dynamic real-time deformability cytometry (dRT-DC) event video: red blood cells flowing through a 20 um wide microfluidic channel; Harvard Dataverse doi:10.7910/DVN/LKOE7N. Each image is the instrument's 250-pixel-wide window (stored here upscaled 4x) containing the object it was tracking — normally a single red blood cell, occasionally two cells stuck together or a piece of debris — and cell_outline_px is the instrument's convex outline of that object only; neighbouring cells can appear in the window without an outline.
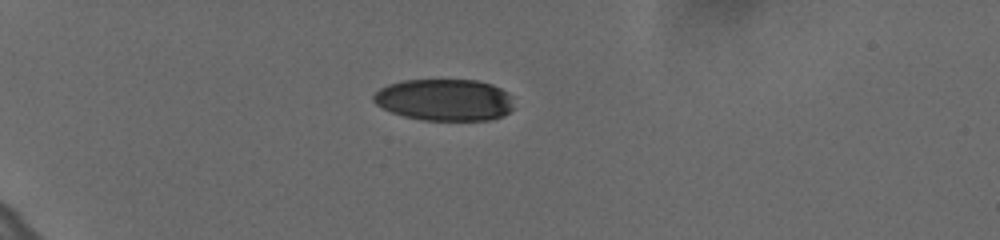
{"species": "human", "species_latin": "Homo sapiens", "temperature_condition": "cold", "stored_images_in_passage": 42, "camera_frame_rate_fps": 3000, "um_per_image_px": 0.085, "donor": {"sex": "female"}, "frame": {"image": 1, "passage_image": 1, "time_ms": 0.0, "image_size_px": [1000, 240], "cell_outline_px": [[512, 108], [504, 116], [492, 120], [424, 120], [404, 116], [392, 112], [376, 104], [372, 100], [372, 96], [380, 88], [388, 84], [404, 80], [476, 80], [492, 84], [508, 92]], "centroid_in_image_um": [37.77, 8.49], "position_along_channel_um": 47.2, "area_um2": 34.1}}
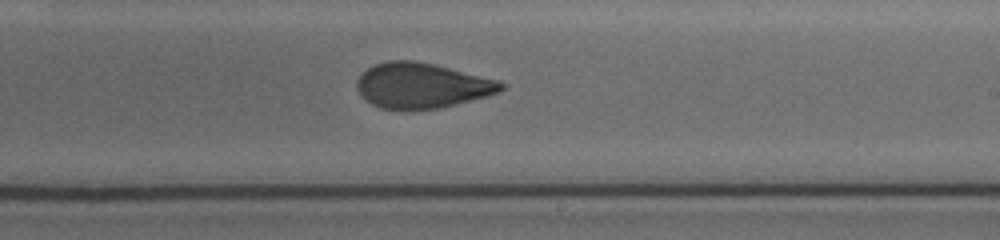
{"frame": {"image": 2, "passage_image": 22, "time_ms": 7.0, "image_size_px": [1000, 240], "cell_outline_px": [[504, 88], [496, 92], [484, 96], [440, 108], [380, 108], [372, 104], [356, 88], [356, 80], [368, 68], [376, 64], [388, 60], [412, 60], [432, 64], [496, 80], [504, 84]], "centroid_in_image_um": [35.8, 7.25], "position_along_channel_um": 253.2, "area_um2": 36.82}}
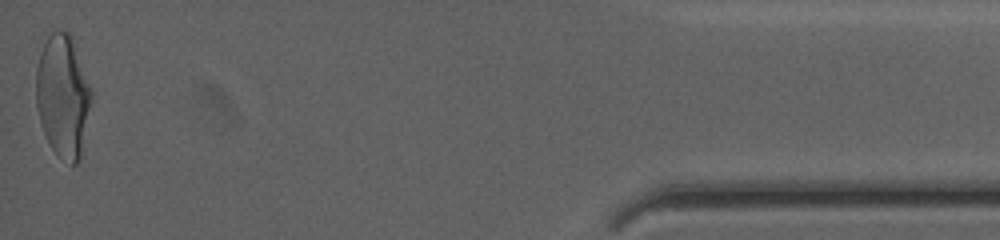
{"frame": {"image": 3, "passage_image": 42, "time_ms": 13.667, "image_size_px": [1000, 240], "cell_outline_px": [[92, 96], [80, 160], [76, 164], [72, 164], [56, 152], [52, 148], [44, 132], [40, 120], [36, 104], [36, 68], [44, 32], [68, 32], [72, 36], [92, 88]], "centroid_in_image_um": [5.34, 8.06], "position_along_channel_um": 429.9, "area_um2": 39.71}, "authors_computed_cell_mechanics": {"area_um2": 38.4081, "velocity_mm_per_s": 3.652, "shape_relaxation_time_tau1_ms": 8.3422, "shape_relaxation_time_tau2_ms": 1.4954, "deformation_change_tau1": 0.2272, "deformation_change_tau2": 0.0773}}